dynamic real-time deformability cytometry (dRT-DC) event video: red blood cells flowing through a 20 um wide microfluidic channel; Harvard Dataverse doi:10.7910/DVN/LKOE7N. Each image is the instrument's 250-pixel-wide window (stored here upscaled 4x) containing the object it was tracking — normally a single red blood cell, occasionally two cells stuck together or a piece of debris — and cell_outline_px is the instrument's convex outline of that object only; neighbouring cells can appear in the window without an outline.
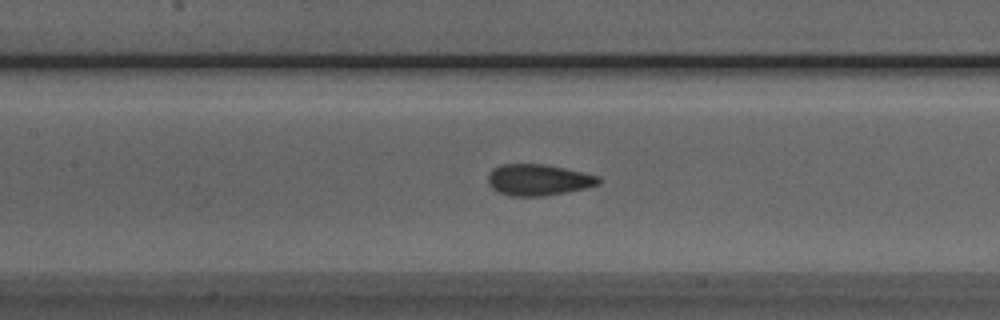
{"species": "Egyptian fruit bat (a non-hibernating species)", "species_latin": "Rousettus aegyptiacus", "temperature_condition": "room temperature", "stored_images_in_passage": 20, "camera_frame_rate_fps": 3000, "um_per_image_px": 0.085, "animal": {"sex": "male"}, "frame": {"image": 1, "passage_image": 9, "time_ms": 2.667, "image_size_px": [1000, 320], "cell_outline_px": [[600, 184], [584, 188], [544, 196], [508, 196], [492, 188], [488, 184], [488, 176], [492, 168], [500, 164], [540, 164], [564, 168], [600, 176]], "centroid_in_image_um": [45.73, 15.28], "position_along_channel_um": 161.7, "area_um2": 20.06}}
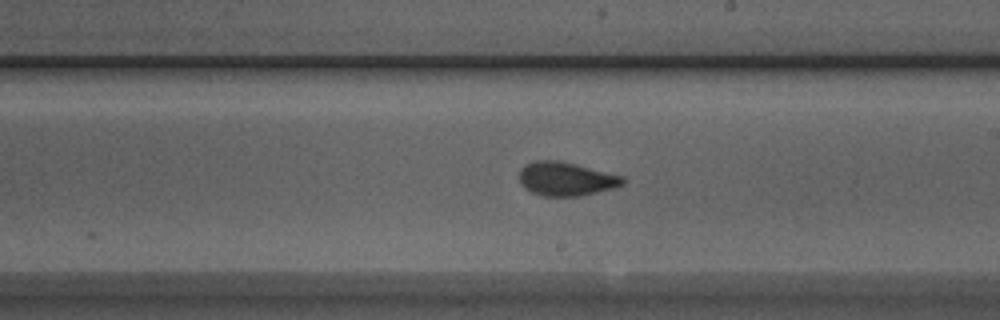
{"frame": {"image": 2, "passage_image": 15, "time_ms": 4.667, "image_size_px": [1000, 320], "cell_outline_px": [[624, 184], [612, 188], [580, 196], [540, 196], [524, 188], [520, 184], [520, 168], [524, 164], [536, 160], [560, 160], [624, 176]], "centroid_in_image_um": [48.08, 15.2], "position_along_channel_um": 240.9, "area_um2": 20.46}}
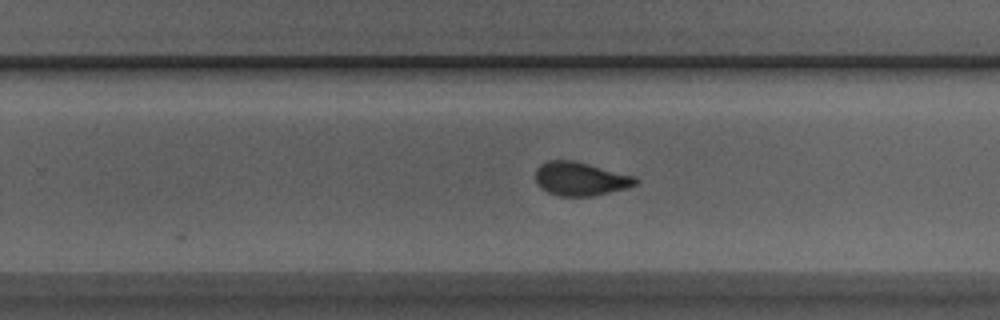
{"frame": {"image": 3, "passage_image": 18, "time_ms": 5.667, "image_size_px": [1000, 320], "cell_outline_px": [[640, 180], [636, 184], [628, 188], [592, 196], [560, 196], [548, 192], [540, 188], [536, 184], [536, 168], [540, 164], [548, 160], [572, 160], [636, 176]], "centroid_in_image_um": [49.33, 15.2], "position_along_channel_um": 280.5, "area_um2": 19.71}}